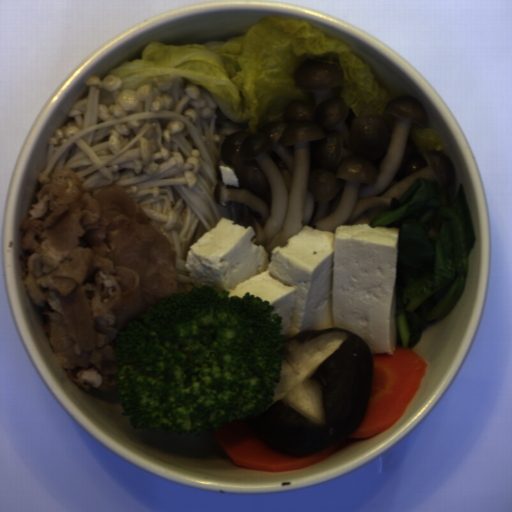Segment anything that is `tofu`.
<instances>
[{
    "mask_svg": "<svg viewBox=\"0 0 512 512\" xmlns=\"http://www.w3.org/2000/svg\"><path fill=\"white\" fill-rule=\"evenodd\" d=\"M251 226L221 217L189 247L184 265L195 286L242 300L268 301L287 340L301 331L341 328L374 354L398 347L399 228L342 224L335 232L306 226L270 260Z\"/></svg>",
    "mask_w": 512,
    "mask_h": 512,
    "instance_id": "5b9d583a",
    "label": "tofu"
},
{
    "mask_svg": "<svg viewBox=\"0 0 512 512\" xmlns=\"http://www.w3.org/2000/svg\"><path fill=\"white\" fill-rule=\"evenodd\" d=\"M218 167L221 175V180L224 185H231L237 188L240 186L239 180L234 172L233 167H228L221 164L218 165Z\"/></svg>",
    "mask_w": 512,
    "mask_h": 512,
    "instance_id": "ead7c124",
    "label": "tofu"
}]
</instances>
